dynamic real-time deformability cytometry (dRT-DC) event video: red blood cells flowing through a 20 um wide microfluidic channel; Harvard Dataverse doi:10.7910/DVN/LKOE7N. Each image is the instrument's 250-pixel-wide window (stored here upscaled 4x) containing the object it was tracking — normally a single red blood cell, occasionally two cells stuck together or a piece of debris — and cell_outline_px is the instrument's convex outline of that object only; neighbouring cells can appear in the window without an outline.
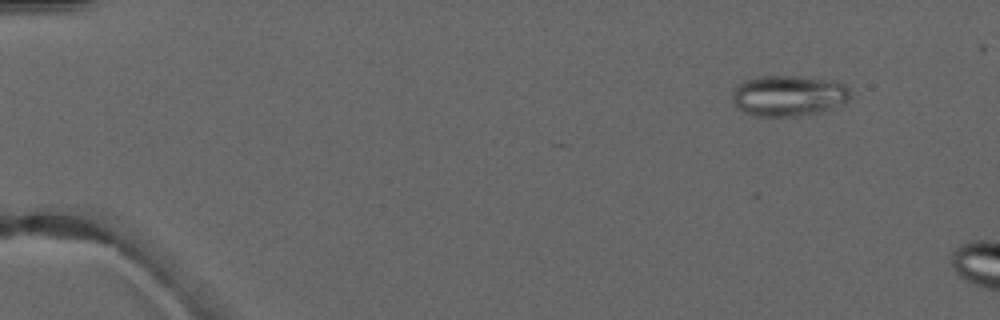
{"species": "common noctule bat (a hibernating species)", "species_latin": "Nyctalus noctula", "temperature_condition": "warm", "stored_images_in_passage": 3, "camera_frame_rate_fps": 3000, "um_per_image_px": 0.085, "animal": {"sex": "male", "forearm_length_mm": 52.5}, "frame": {"image": 1, "passage_image": 2, "time_ms": 1.333, "image_size_px": [1000, 320], "cell_outline_px": [[852, 96], [844, 104], [820, 112], [800, 116], [752, 116], [736, 108], [732, 100], [732, 92], [736, 84], [744, 80], [756, 76], [796, 76], [836, 80], [844, 84], [848, 88]], "centroid_in_image_um": [67.01, 8.13], "position_along_channel_um": 18.0, "area_um2": 28.73}}